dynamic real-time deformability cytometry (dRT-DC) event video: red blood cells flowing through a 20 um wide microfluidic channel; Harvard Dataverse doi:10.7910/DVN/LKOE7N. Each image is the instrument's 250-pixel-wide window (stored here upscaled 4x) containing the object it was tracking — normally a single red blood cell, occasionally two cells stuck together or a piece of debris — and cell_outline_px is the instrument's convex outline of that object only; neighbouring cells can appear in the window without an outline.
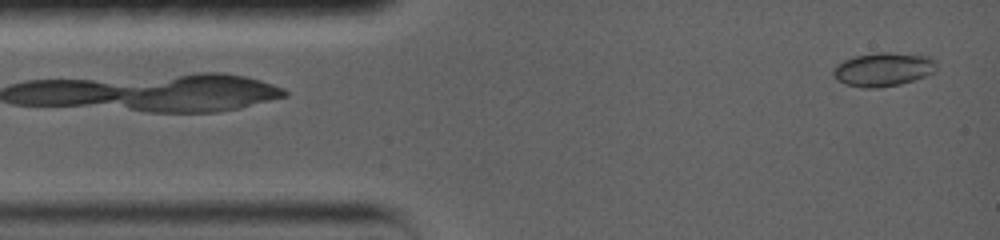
{"species": "common noctule bat (a hibernating species)", "species_latin": "Nyctalus noctula", "temperature_condition": "warm", "stored_images_in_passage": 24, "camera_frame_rate_fps": 5000, "um_per_image_px": 0.085, "animal": {"sex": "female", "body_mass_g": 19.0, "forearm_length_mm": 56.7}, "frame": {"image": 1, "passage_image": 4, "time_ms": 0.4, "image_size_px": [1000, 240], "cell_outline_px": [[936, 68], [932, 72], [924, 76], [900, 84], [876, 88], [864, 88], [844, 84], [836, 80], [832, 76], [832, 72], [836, 64], [844, 60], [856, 56], [876, 52], [888, 52], [928, 56], [936, 60]], "centroid_in_image_um": [75.02, 5.9], "position_along_channel_um": 10.0, "area_um2": 20.29}}
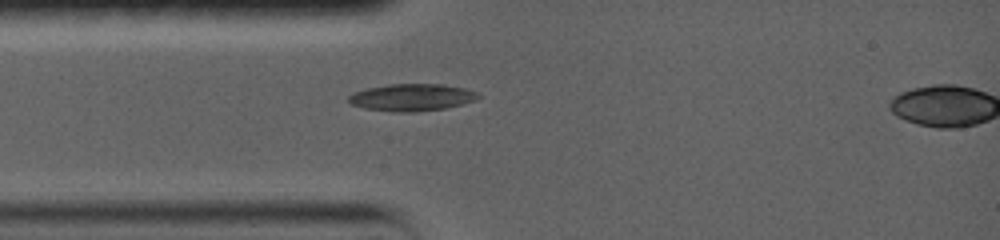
{"frame": {"image": 2, "passage_image": 23, "time_ms": 3.2, "image_size_px": [1000, 240], "cell_outline_px": [[480, 96], [476, 100], [444, 108], [412, 112], [392, 112], [364, 108], [352, 104], [348, 100], [348, 96], [352, 92], [368, 88], [388, 84], [440, 84], [464, 88], [476, 92]], "centroid_in_image_um": [34.96, 8.27], "position_along_channel_um": 50.0, "area_um2": 20.35}}